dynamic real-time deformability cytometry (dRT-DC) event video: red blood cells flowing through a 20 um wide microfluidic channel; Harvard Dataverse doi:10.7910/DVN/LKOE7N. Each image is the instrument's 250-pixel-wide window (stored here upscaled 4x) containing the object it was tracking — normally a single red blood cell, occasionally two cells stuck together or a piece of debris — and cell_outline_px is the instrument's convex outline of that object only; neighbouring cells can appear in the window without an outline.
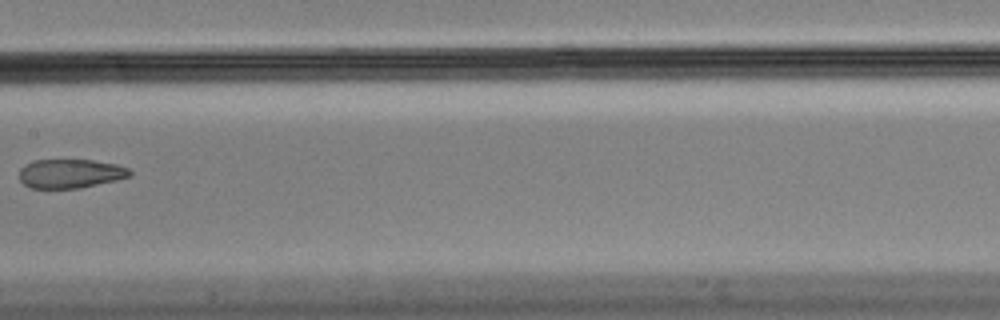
{"species": "Egyptian fruit bat (a non-hibernating species)", "species_latin": "Rousettus aegyptiacus", "temperature_condition": "cold", "stored_images_in_passage": 7, "camera_frame_rate_fps": 3000, "um_per_image_px": 0.085, "animal": {"sex": "male"}, "frame": {"image": 1, "passage_image": 7, "time_ms": 2.0, "image_size_px": [1000, 320], "cell_outline_px": [[132, 176], [116, 180], [80, 188], [32, 188], [24, 184], [20, 180], [20, 168], [24, 164], [32, 160], [92, 160], [116, 164], [128, 168], [132, 172]], "centroid_in_image_um": [5.98, 14.75], "position_along_channel_um": 201.4, "area_um2": 18.73}}